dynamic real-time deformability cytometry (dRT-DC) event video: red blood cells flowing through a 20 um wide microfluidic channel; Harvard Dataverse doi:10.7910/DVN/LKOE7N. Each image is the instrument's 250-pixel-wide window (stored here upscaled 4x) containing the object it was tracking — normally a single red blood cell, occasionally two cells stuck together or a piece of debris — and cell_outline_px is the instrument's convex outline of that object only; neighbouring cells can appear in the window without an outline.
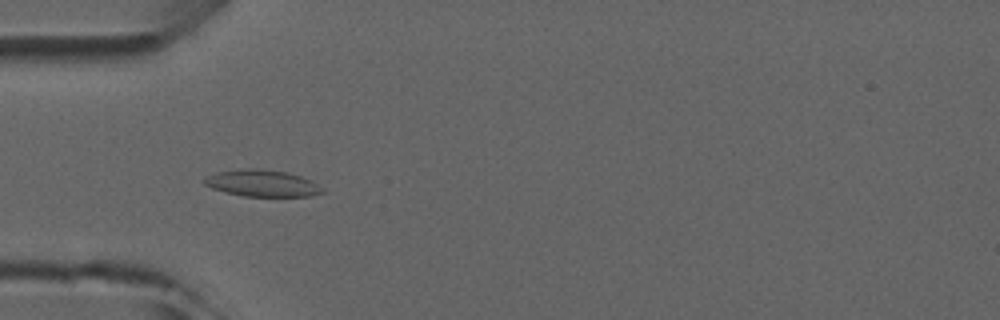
{"species": "common noctule bat (a hibernating species)", "species_latin": "Nyctalus noctula", "temperature_condition": "room temperature", "stored_images_in_passage": 8, "camera_frame_rate_fps": 3000, "um_per_image_px": 0.085, "animal": {"sex": "male", "forearm_length_mm": 52.5}, "frame": {"image": 1, "passage_image": 5, "time_ms": 4.667, "image_size_px": [1000, 320], "cell_outline_px": [[324, 192], [312, 196], [244, 196], [224, 192], [212, 188], [204, 184], [200, 180], [204, 176], [216, 172], [244, 168], [256, 168], [284, 172], [300, 176], [312, 180], [324, 188]], "centroid_in_image_um": [22.24, 15.57], "position_along_channel_um": 62.8, "area_um2": 18.55}}
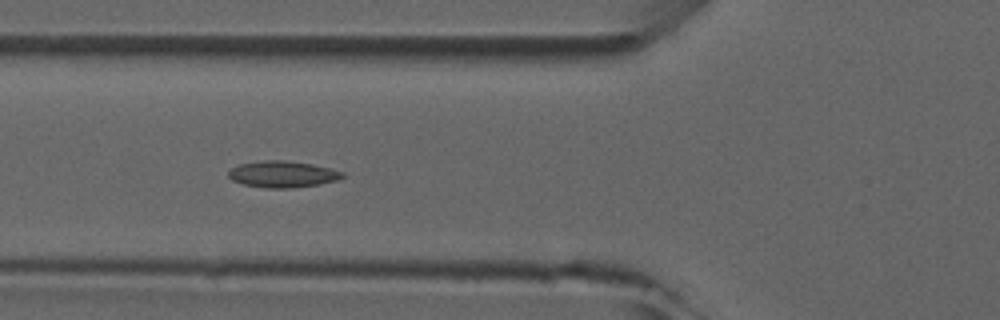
{"frame": {"image": 2, "passage_image": 6, "time_ms": 5.667, "image_size_px": [1000, 320], "cell_outline_px": [[344, 176], [336, 180], [320, 184], [292, 188], [264, 188], [244, 184], [232, 180], [228, 176], [228, 172], [232, 168], [240, 164], [264, 160], [284, 160], [312, 164], [344, 172]], "centroid_in_image_um": [24.01, 14.81], "position_along_channel_um": 101.8, "area_um2": 17.46}}
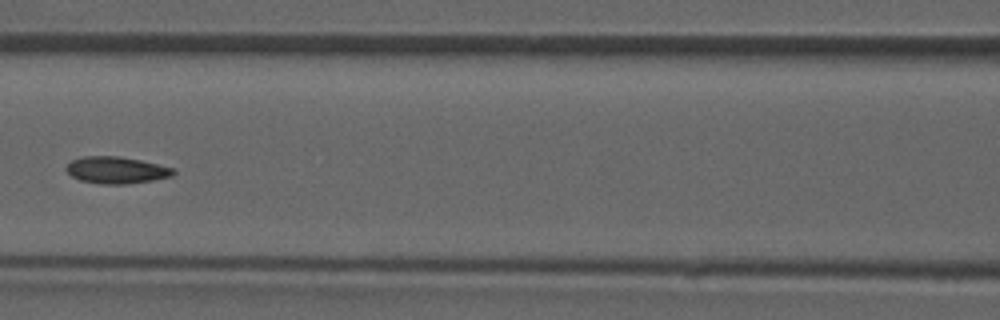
{"frame": {"image": 3, "passage_image": 7, "time_ms": 7.0, "image_size_px": [1000, 320], "cell_outline_px": [[176, 172], [172, 176], [152, 180], [128, 184], [100, 184], [80, 180], [72, 176], [64, 168], [72, 160], [84, 156], [120, 156], [140, 160], [176, 168]], "centroid_in_image_um": [9.91, 14.46], "position_along_channel_um": 156.7, "area_um2": 16.82}}